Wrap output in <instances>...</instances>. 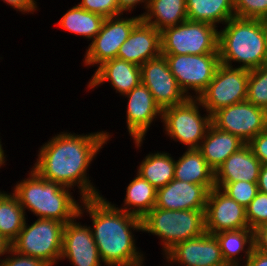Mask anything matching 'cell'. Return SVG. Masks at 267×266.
Segmentation results:
<instances>
[{
    "label": "cell",
    "mask_w": 267,
    "mask_h": 266,
    "mask_svg": "<svg viewBox=\"0 0 267 266\" xmlns=\"http://www.w3.org/2000/svg\"><path fill=\"white\" fill-rule=\"evenodd\" d=\"M249 70L220 64L206 89L197 98L212 115L217 110L245 101Z\"/></svg>",
    "instance_id": "cell-12"
},
{
    "label": "cell",
    "mask_w": 267,
    "mask_h": 266,
    "mask_svg": "<svg viewBox=\"0 0 267 266\" xmlns=\"http://www.w3.org/2000/svg\"><path fill=\"white\" fill-rule=\"evenodd\" d=\"M11 248V243L6 238L0 236V265L1 262L6 258Z\"/></svg>",
    "instance_id": "cell-43"
},
{
    "label": "cell",
    "mask_w": 267,
    "mask_h": 266,
    "mask_svg": "<svg viewBox=\"0 0 267 266\" xmlns=\"http://www.w3.org/2000/svg\"><path fill=\"white\" fill-rule=\"evenodd\" d=\"M219 29L186 20L161 31V54L202 55L218 52Z\"/></svg>",
    "instance_id": "cell-8"
},
{
    "label": "cell",
    "mask_w": 267,
    "mask_h": 266,
    "mask_svg": "<svg viewBox=\"0 0 267 266\" xmlns=\"http://www.w3.org/2000/svg\"><path fill=\"white\" fill-rule=\"evenodd\" d=\"M127 15V16H126ZM141 20V16L122 14L105 18L100 32L89 42L82 57V67L97 68L105 61L117 58L121 45L128 39L133 27Z\"/></svg>",
    "instance_id": "cell-10"
},
{
    "label": "cell",
    "mask_w": 267,
    "mask_h": 266,
    "mask_svg": "<svg viewBox=\"0 0 267 266\" xmlns=\"http://www.w3.org/2000/svg\"><path fill=\"white\" fill-rule=\"evenodd\" d=\"M162 258H163V259H161L162 265L160 264V266H186V265H182V264H175L166 254L163 255Z\"/></svg>",
    "instance_id": "cell-45"
},
{
    "label": "cell",
    "mask_w": 267,
    "mask_h": 266,
    "mask_svg": "<svg viewBox=\"0 0 267 266\" xmlns=\"http://www.w3.org/2000/svg\"><path fill=\"white\" fill-rule=\"evenodd\" d=\"M261 25H262V28H263V31H264V34H265V38H266V42H267V14H265L263 17H261L259 19Z\"/></svg>",
    "instance_id": "cell-46"
},
{
    "label": "cell",
    "mask_w": 267,
    "mask_h": 266,
    "mask_svg": "<svg viewBox=\"0 0 267 266\" xmlns=\"http://www.w3.org/2000/svg\"><path fill=\"white\" fill-rule=\"evenodd\" d=\"M254 249L267 255V223L254 230Z\"/></svg>",
    "instance_id": "cell-40"
},
{
    "label": "cell",
    "mask_w": 267,
    "mask_h": 266,
    "mask_svg": "<svg viewBox=\"0 0 267 266\" xmlns=\"http://www.w3.org/2000/svg\"><path fill=\"white\" fill-rule=\"evenodd\" d=\"M79 214L87 217L105 266H146L147 254L138 246V232L142 233V219L118 209L104 196L82 200ZM89 218V219H88Z\"/></svg>",
    "instance_id": "cell-2"
},
{
    "label": "cell",
    "mask_w": 267,
    "mask_h": 266,
    "mask_svg": "<svg viewBox=\"0 0 267 266\" xmlns=\"http://www.w3.org/2000/svg\"><path fill=\"white\" fill-rule=\"evenodd\" d=\"M247 144L262 165H267V129L252 138Z\"/></svg>",
    "instance_id": "cell-37"
},
{
    "label": "cell",
    "mask_w": 267,
    "mask_h": 266,
    "mask_svg": "<svg viewBox=\"0 0 267 266\" xmlns=\"http://www.w3.org/2000/svg\"><path fill=\"white\" fill-rule=\"evenodd\" d=\"M141 19L160 32L176 26L188 20L186 0H150Z\"/></svg>",
    "instance_id": "cell-29"
},
{
    "label": "cell",
    "mask_w": 267,
    "mask_h": 266,
    "mask_svg": "<svg viewBox=\"0 0 267 266\" xmlns=\"http://www.w3.org/2000/svg\"><path fill=\"white\" fill-rule=\"evenodd\" d=\"M220 63L253 70L267 64V42L259 19L233 17L219 28Z\"/></svg>",
    "instance_id": "cell-4"
},
{
    "label": "cell",
    "mask_w": 267,
    "mask_h": 266,
    "mask_svg": "<svg viewBox=\"0 0 267 266\" xmlns=\"http://www.w3.org/2000/svg\"><path fill=\"white\" fill-rule=\"evenodd\" d=\"M235 17L260 19L267 14V0H234Z\"/></svg>",
    "instance_id": "cell-34"
},
{
    "label": "cell",
    "mask_w": 267,
    "mask_h": 266,
    "mask_svg": "<svg viewBox=\"0 0 267 266\" xmlns=\"http://www.w3.org/2000/svg\"><path fill=\"white\" fill-rule=\"evenodd\" d=\"M0 266H49L44 261L35 257L22 255L15 252L12 248Z\"/></svg>",
    "instance_id": "cell-36"
},
{
    "label": "cell",
    "mask_w": 267,
    "mask_h": 266,
    "mask_svg": "<svg viewBox=\"0 0 267 266\" xmlns=\"http://www.w3.org/2000/svg\"><path fill=\"white\" fill-rule=\"evenodd\" d=\"M246 100L267 111V64L249 70Z\"/></svg>",
    "instance_id": "cell-31"
},
{
    "label": "cell",
    "mask_w": 267,
    "mask_h": 266,
    "mask_svg": "<svg viewBox=\"0 0 267 266\" xmlns=\"http://www.w3.org/2000/svg\"><path fill=\"white\" fill-rule=\"evenodd\" d=\"M245 144L239 137L219 130L211 124L198 150L215 172L231 154Z\"/></svg>",
    "instance_id": "cell-22"
},
{
    "label": "cell",
    "mask_w": 267,
    "mask_h": 266,
    "mask_svg": "<svg viewBox=\"0 0 267 266\" xmlns=\"http://www.w3.org/2000/svg\"><path fill=\"white\" fill-rule=\"evenodd\" d=\"M78 5L86 11L99 14L104 18L124 14L118 5V0H80Z\"/></svg>",
    "instance_id": "cell-35"
},
{
    "label": "cell",
    "mask_w": 267,
    "mask_h": 266,
    "mask_svg": "<svg viewBox=\"0 0 267 266\" xmlns=\"http://www.w3.org/2000/svg\"><path fill=\"white\" fill-rule=\"evenodd\" d=\"M78 214L64 225L60 263L72 266H105L99 256L90 225Z\"/></svg>",
    "instance_id": "cell-14"
},
{
    "label": "cell",
    "mask_w": 267,
    "mask_h": 266,
    "mask_svg": "<svg viewBox=\"0 0 267 266\" xmlns=\"http://www.w3.org/2000/svg\"><path fill=\"white\" fill-rule=\"evenodd\" d=\"M4 4L6 3L8 7H10L13 11H16V14L21 13L19 15H34L37 14V11H40L38 0H0Z\"/></svg>",
    "instance_id": "cell-38"
},
{
    "label": "cell",
    "mask_w": 267,
    "mask_h": 266,
    "mask_svg": "<svg viewBox=\"0 0 267 266\" xmlns=\"http://www.w3.org/2000/svg\"><path fill=\"white\" fill-rule=\"evenodd\" d=\"M27 219L17 197L0 188V236L12 243L23 228Z\"/></svg>",
    "instance_id": "cell-30"
},
{
    "label": "cell",
    "mask_w": 267,
    "mask_h": 266,
    "mask_svg": "<svg viewBox=\"0 0 267 266\" xmlns=\"http://www.w3.org/2000/svg\"><path fill=\"white\" fill-rule=\"evenodd\" d=\"M25 175L12 184L11 192L17 197L27 217L28 213L36 218L53 219L66 224L79 214L83 198L75 190L41 178L32 168Z\"/></svg>",
    "instance_id": "cell-3"
},
{
    "label": "cell",
    "mask_w": 267,
    "mask_h": 266,
    "mask_svg": "<svg viewBox=\"0 0 267 266\" xmlns=\"http://www.w3.org/2000/svg\"><path fill=\"white\" fill-rule=\"evenodd\" d=\"M134 177L125 186L121 205L112 202L118 209L142 219L156 205L157 189L134 171Z\"/></svg>",
    "instance_id": "cell-24"
},
{
    "label": "cell",
    "mask_w": 267,
    "mask_h": 266,
    "mask_svg": "<svg viewBox=\"0 0 267 266\" xmlns=\"http://www.w3.org/2000/svg\"><path fill=\"white\" fill-rule=\"evenodd\" d=\"M245 209L250 229L255 230L267 223V194L259 191Z\"/></svg>",
    "instance_id": "cell-33"
},
{
    "label": "cell",
    "mask_w": 267,
    "mask_h": 266,
    "mask_svg": "<svg viewBox=\"0 0 267 266\" xmlns=\"http://www.w3.org/2000/svg\"><path fill=\"white\" fill-rule=\"evenodd\" d=\"M113 134L107 129L80 134L69 130L54 132L38 147L30 168L45 180L75 190L83 199L101 196L89 171L105 145L113 143Z\"/></svg>",
    "instance_id": "cell-1"
},
{
    "label": "cell",
    "mask_w": 267,
    "mask_h": 266,
    "mask_svg": "<svg viewBox=\"0 0 267 266\" xmlns=\"http://www.w3.org/2000/svg\"><path fill=\"white\" fill-rule=\"evenodd\" d=\"M34 219L30 222L27 217L17 238L11 243L12 249L40 259L49 266H57L62 254L65 224L53 219Z\"/></svg>",
    "instance_id": "cell-7"
},
{
    "label": "cell",
    "mask_w": 267,
    "mask_h": 266,
    "mask_svg": "<svg viewBox=\"0 0 267 266\" xmlns=\"http://www.w3.org/2000/svg\"><path fill=\"white\" fill-rule=\"evenodd\" d=\"M136 167L135 171L158 189L174 179L175 155L165 150L149 151Z\"/></svg>",
    "instance_id": "cell-27"
},
{
    "label": "cell",
    "mask_w": 267,
    "mask_h": 266,
    "mask_svg": "<svg viewBox=\"0 0 267 266\" xmlns=\"http://www.w3.org/2000/svg\"><path fill=\"white\" fill-rule=\"evenodd\" d=\"M104 19L103 16L86 11L75 3L74 6L68 7L54 26L76 37L80 36L89 43L100 32Z\"/></svg>",
    "instance_id": "cell-26"
},
{
    "label": "cell",
    "mask_w": 267,
    "mask_h": 266,
    "mask_svg": "<svg viewBox=\"0 0 267 266\" xmlns=\"http://www.w3.org/2000/svg\"><path fill=\"white\" fill-rule=\"evenodd\" d=\"M215 187L245 208L259 192L257 182H215Z\"/></svg>",
    "instance_id": "cell-32"
},
{
    "label": "cell",
    "mask_w": 267,
    "mask_h": 266,
    "mask_svg": "<svg viewBox=\"0 0 267 266\" xmlns=\"http://www.w3.org/2000/svg\"><path fill=\"white\" fill-rule=\"evenodd\" d=\"M140 67L141 84L149 89L161 109L183 104L188 99L169 69L164 55L150 59Z\"/></svg>",
    "instance_id": "cell-15"
},
{
    "label": "cell",
    "mask_w": 267,
    "mask_h": 266,
    "mask_svg": "<svg viewBox=\"0 0 267 266\" xmlns=\"http://www.w3.org/2000/svg\"><path fill=\"white\" fill-rule=\"evenodd\" d=\"M161 55V32L142 19L121 45L117 58L141 66Z\"/></svg>",
    "instance_id": "cell-20"
},
{
    "label": "cell",
    "mask_w": 267,
    "mask_h": 266,
    "mask_svg": "<svg viewBox=\"0 0 267 266\" xmlns=\"http://www.w3.org/2000/svg\"><path fill=\"white\" fill-rule=\"evenodd\" d=\"M206 232L205 210H167L154 207L142 218V233L156 236L165 255L176 244Z\"/></svg>",
    "instance_id": "cell-5"
},
{
    "label": "cell",
    "mask_w": 267,
    "mask_h": 266,
    "mask_svg": "<svg viewBox=\"0 0 267 266\" xmlns=\"http://www.w3.org/2000/svg\"><path fill=\"white\" fill-rule=\"evenodd\" d=\"M257 186L260 192L267 194V165H262Z\"/></svg>",
    "instance_id": "cell-42"
},
{
    "label": "cell",
    "mask_w": 267,
    "mask_h": 266,
    "mask_svg": "<svg viewBox=\"0 0 267 266\" xmlns=\"http://www.w3.org/2000/svg\"><path fill=\"white\" fill-rule=\"evenodd\" d=\"M126 102L125 114V128L128 136H130L135 151L142 153L144 143H146V136L148 132L154 127L155 122H160L162 119V109L155 102L152 93L149 89L139 84L130 92L120 97ZM126 99V100H125ZM154 123V124H153ZM141 149V150H140Z\"/></svg>",
    "instance_id": "cell-11"
},
{
    "label": "cell",
    "mask_w": 267,
    "mask_h": 266,
    "mask_svg": "<svg viewBox=\"0 0 267 266\" xmlns=\"http://www.w3.org/2000/svg\"><path fill=\"white\" fill-rule=\"evenodd\" d=\"M93 71L91 78L86 82V93L109 83L120 98L141 83V67L119 58L105 61Z\"/></svg>",
    "instance_id": "cell-18"
},
{
    "label": "cell",
    "mask_w": 267,
    "mask_h": 266,
    "mask_svg": "<svg viewBox=\"0 0 267 266\" xmlns=\"http://www.w3.org/2000/svg\"><path fill=\"white\" fill-rule=\"evenodd\" d=\"M0 134H1V132H0ZM1 137L2 136L0 135V169H2V167L6 168V166L9 165L7 163V161H9L7 155H9V154H6L7 151H6V149H4V147H6V145H4L5 143L2 142V138Z\"/></svg>",
    "instance_id": "cell-44"
},
{
    "label": "cell",
    "mask_w": 267,
    "mask_h": 266,
    "mask_svg": "<svg viewBox=\"0 0 267 266\" xmlns=\"http://www.w3.org/2000/svg\"><path fill=\"white\" fill-rule=\"evenodd\" d=\"M160 123L166 140L181 144L182 149H198L212 124L211 115L197 98L162 109Z\"/></svg>",
    "instance_id": "cell-6"
},
{
    "label": "cell",
    "mask_w": 267,
    "mask_h": 266,
    "mask_svg": "<svg viewBox=\"0 0 267 266\" xmlns=\"http://www.w3.org/2000/svg\"><path fill=\"white\" fill-rule=\"evenodd\" d=\"M166 255L175 263L186 266H226L215 235L203 233L176 244Z\"/></svg>",
    "instance_id": "cell-17"
},
{
    "label": "cell",
    "mask_w": 267,
    "mask_h": 266,
    "mask_svg": "<svg viewBox=\"0 0 267 266\" xmlns=\"http://www.w3.org/2000/svg\"><path fill=\"white\" fill-rule=\"evenodd\" d=\"M262 163L245 144L215 171V182H258Z\"/></svg>",
    "instance_id": "cell-21"
},
{
    "label": "cell",
    "mask_w": 267,
    "mask_h": 266,
    "mask_svg": "<svg viewBox=\"0 0 267 266\" xmlns=\"http://www.w3.org/2000/svg\"><path fill=\"white\" fill-rule=\"evenodd\" d=\"M242 266H267V255L253 249L251 255Z\"/></svg>",
    "instance_id": "cell-41"
},
{
    "label": "cell",
    "mask_w": 267,
    "mask_h": 266,
    "mask_svg": "<svg viewBox=\"0 0 267 266\" xmlns=\"http://www.w3.org/2000/svg\"><path fill=\"white\" fill-rule=\"evenodd\" d=\"M227 265L242 266L254 249V230L245 227L214 234Z\"/></svg>",
    "instance_id": "cell-25"
},
{
    "label": "cell",
    "mask_w": 267,
    "mask_h": 266,
    "mask_svg": "<svg viewBox=\"0 0 267 266\" xmlns=\"http://www.w3.org/2000/svg\"><path fill=\"white\" fill-rule=\"evenodd\" d=\"M211 123L217 129L231 133L247 144L267 129V111L245 100L214 112Z\"/></svg>",
    "instance_id": "cell-13"
},
{
    "label": "cell",
    "mask_w": 267,
    "mask_h": 266,
    "mask_svg": "<svg viewBox=\"0 0 267 266\" xmlns=\"http://www.w3.org/2000/svg\"><path fill=\"white\" fill-rule=\"evenodd\" d=\"M175 156L174 179L215 188V172L208 166L198 149H185Z\"/></svg>",
    "instance_id": "cell-23"
},
{
    "label": "cell",
    "mask_w": 267,
    "mask_h": 266,
    "mask_svg": "<svg viewBox=\"0 0 267 266\" xmlns=\"http://www.w3.org/2000/svg\"><path fill=\"white\" fill-rule=\"evenodd\" d=\"M181 90L188 98H198L206 89L220 63L219 53L202 55L162 54Z\"/></svg>",
    "instance_id": "cell-9"
},
{
    "label": "cell",
    "mask_w": 267,
    "mask_h": 266,
    "mask_svg": "<svg viewBox=\"0 0 267 266\" xmlns=\"http://www.w3.org/2000/svg\"><path fill=\"white\" fill-rule=\"evenodd\" d=\"M209 190L204 185L173 179L157 189L155 207L167 210H205Z\"/></svg>",
    "instance_id": "cell-19"
},
{
    "label": "cell",
    "mask_w": 267,
    "mask_h": 266,
    "mask_svg": "<svg viewBox=\"0 0 267 266\" xmlns=\"http://www.w3.org/2000/svg\"><path fill=\"white\" fill-rule=\"evenodd\" d=\"M149 1L150 0H118V5L119 9L124 14H132V13L135 14L136 10L138 8L140 10V8L142 7L143 12L141 11V13L139 14L140 16H142L148 7Z\"/></svg>",
    "instance_id": "cell-39"
},
{
    "label": "cell",
    "mask_w": 267,
    "mask_h": 266,
    "mask_svg": "<svg viewBox=\"0 0 267 266\" xmlns=\"http://www.w3.org/2000/svg\"><path fill=\"white\" fill-rule=\"evenodd\" d=\"M249 227L246 209L219 188L209 191L205 209V229L212 235Z\"/></svg>",
    "instance_id": "cell-16"
},
{
    "label": "cell",
    "mask_w": 267,
    "mask_h": 266,
    "mask_svg": "<svg viewBox=\"0 0 267 266\" xmlns=\"http://www.w3.org/2000/svg\"><path fill=\"white\" fill-rule=\"evenodd\" d=\"M186 9L188 20L208 23L218 29L235 17L234 0H186Z\"/></svg>",
    "instance_id": "cell-28"
}]
</instances>
